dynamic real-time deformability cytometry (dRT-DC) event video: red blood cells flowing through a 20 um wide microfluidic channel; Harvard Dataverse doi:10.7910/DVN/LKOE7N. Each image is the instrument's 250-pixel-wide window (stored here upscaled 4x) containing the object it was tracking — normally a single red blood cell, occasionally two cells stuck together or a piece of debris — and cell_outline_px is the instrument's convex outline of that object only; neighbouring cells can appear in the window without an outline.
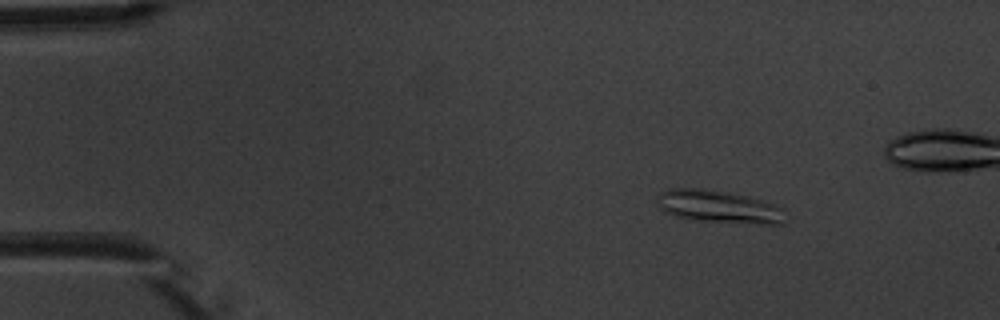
{"species": "common noctule bat (a hibernating species)", "species_latin": "Nyctalus noctula", "temperature_condition": "warm", "stored_images_in_passage": 7, "camera_frame_rate_fps": 3000, "um_per_image_px": 0.085, "animal": {"sex": "male", "body_mass_g": 20.1, "forearm_length_mm": 53.5}, "frame": {"image": 1, "passage_image": 2, "time_ms": 1.333, "image_size_px": [1000, 320], "cell_outline_px": [[784, 224], [760, 224], [696, 220], [676, 216], [664, 212], [660, 208], [656, 200], [660, 192], [668, 188], [700, 188], [728, 192], [760, 200], [784, 208]], "centroid_in_image_um": [61.06, 17.57], "position_along_channel_um": 23.9, "area_um2": 24.28}}
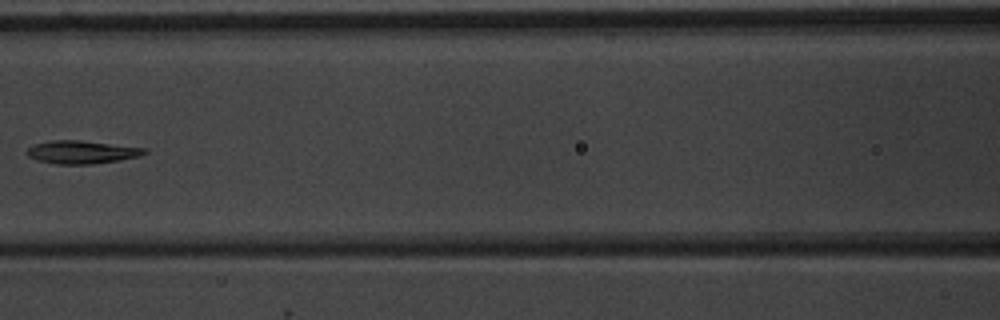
{"frame": {"image": 2, "passage_image": 7, "time_ms": 7.0, "image_size_px": [1000, 320], "cell_outline_px": [[148, 152], [140, 156], [120, 160], [92, 164], [56, 164], [36, 160], [28, 156], [24, 152], [28, 148], [36, 144], [52, 140], [80, 140], [148, 148]], "centroid_in_image_um": [6.96, 12.93], "position_along_channel_um": 159.6, "area_um2": 15.9}}